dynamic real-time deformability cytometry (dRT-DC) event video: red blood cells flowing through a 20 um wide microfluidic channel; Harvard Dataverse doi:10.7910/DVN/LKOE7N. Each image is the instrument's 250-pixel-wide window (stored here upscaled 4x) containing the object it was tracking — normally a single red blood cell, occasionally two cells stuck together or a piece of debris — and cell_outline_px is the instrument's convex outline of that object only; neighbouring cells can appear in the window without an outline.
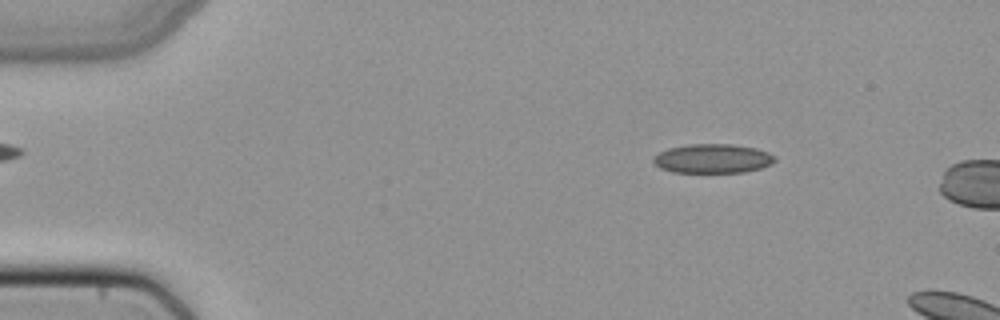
{"species": "common noctule bat (a hibernating species)", "species_latin": "Nyctalus noctula", "temperature_condition": "cold", "stored_images_in_passage": 11, "camera_frame_rate_fps": 3000, "um_per_image_px": 0.085, "animal": {"sex": "female", "body_mass_g": 22.7, "forearm_length_mm": 54.2}, "frame": {"image": 1, "passage_image": 7, "time_ms": 2.0, "image_size_px": [1000, 320], "cell_outline_px": [[776, 160], [772, 164], [760, 168], [744, 172], [672, 172], [660, 168], [652, 160], [652, 156], [668, 148], [688, 144], [732, 144], [756, 148], [768, 152], [776, 156]], "centroid_in_image_um": [60.58, 13.47], "position_along_channel_um": 24.4, "area_um2": 20.75}}